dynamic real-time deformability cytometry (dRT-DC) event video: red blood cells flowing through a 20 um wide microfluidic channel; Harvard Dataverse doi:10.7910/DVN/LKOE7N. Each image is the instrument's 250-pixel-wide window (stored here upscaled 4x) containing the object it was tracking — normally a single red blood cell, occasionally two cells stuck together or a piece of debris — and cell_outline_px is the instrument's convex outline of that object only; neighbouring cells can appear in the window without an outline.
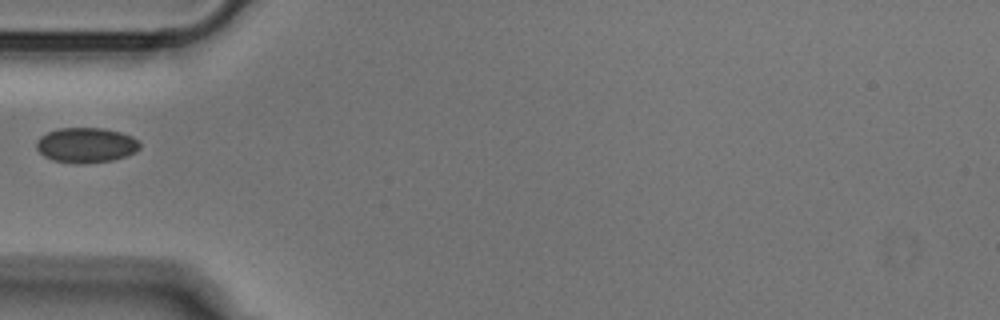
{"species": "Egyptian fruit bat (a non-hibernating species)", "species_latin": "Rousettus aegyptiacus", "temperature_condition": "cold", "stored_images_in_passage": 36, "camera_frame_rate_fps": 3000, "um_per_image_px": 0.085, "animal": {"sex": "male"}, "frame": {"image": 1, "passage_image": 1, "time_ms": 0.0, "image_size_px": [1000, 320], "cell_outline_px": [[140, 148], [136, 152], [112, 160], [84, 164], [72, 164], [52, 160], [44, 156], [36, 148], [36, 140], [40, 136], [48, 132], [60, 128], [104, 128], [120, 132], [132, 136], [140, 144]], "centroid_in_image_um": [7.29, 12.34], "position_along_channel_um": 77.7, "area_um2": 21.27}}
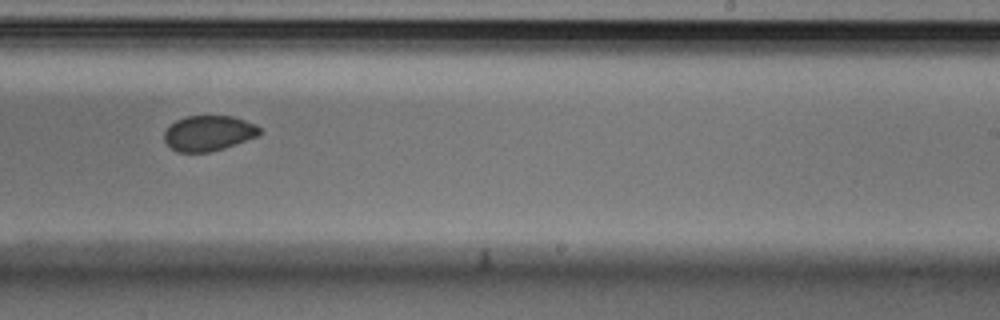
{"frame": {"image": 2, "passage_image": 16, "time_ms": 5.0, "image_size_px": [1000, 320], "cell_outline_px": [[260, 132], [256, 136], [224, 148], [208, 152], [176, 152], [164, 140], [164, 132], [176, 120], [184, 116], [232, 116], [256, 124], [260, 128]], "centroid_in_image_um": [17.71, 11.31], "position_along_channel_um": 271.3, "area_um2": 19.42}}
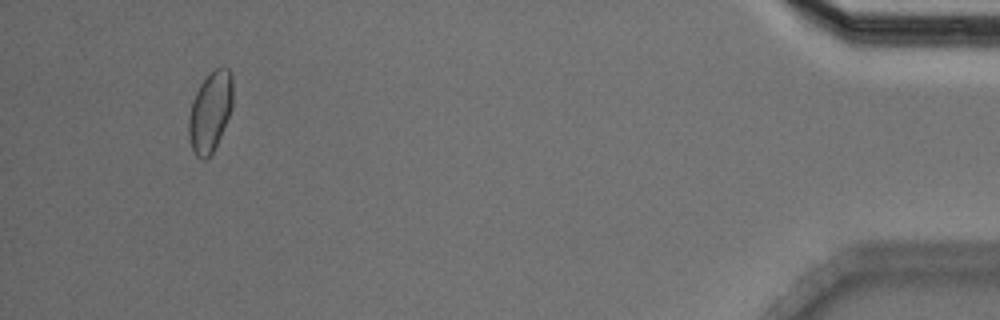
{"frame": {"image": 3, "passage_image": 33, "time_ms": 10.667, "image_size_px": [1000, 320], "cell_outline_px": [[232, 108], [220, 136], [212, 152], [204, 160], [200, 160], [196, 156], [192, 148], [188, 136], [188, 120], [192, 100], [200, 84], [216, 68], [228, 68], [232, 76]], "centroid_in_image_um": [17.85, 9.51], "position_along_channel_um": 417.3, "area_um2": 20.35}}